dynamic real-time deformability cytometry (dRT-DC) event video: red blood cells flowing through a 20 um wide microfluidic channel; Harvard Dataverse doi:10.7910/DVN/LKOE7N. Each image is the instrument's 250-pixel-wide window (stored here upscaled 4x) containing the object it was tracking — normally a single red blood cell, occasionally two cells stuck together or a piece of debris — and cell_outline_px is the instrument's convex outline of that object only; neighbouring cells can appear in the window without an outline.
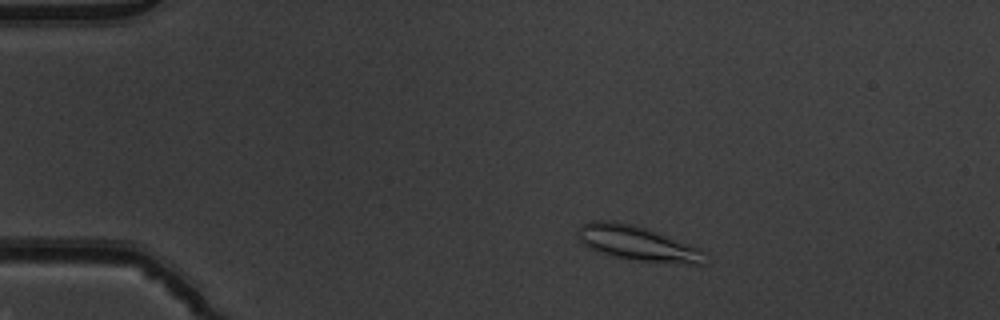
{"species": "common noctule bat (a hibernating species)", "species_latin": "Nyctalus noctula", "temperature_condition": "warm", "stored_images_in_passage": 49, "camera_frame_rate_fps": 3000, "um_per_image_px": 0.085, "animal": {"sex": "male", "body_mass_g": 19.5, "forearm_length_mm": 54.6}, "frame": {"image": 1, "passage_image": 7, "time_ms": 2.0, "image_size_px": [1000, 320], "cell_outline_px": [[708, 264], [688, 264], [636, 260], [612, 256], [588, 248], [576, 236], [576, 228], [580, 224], [592, 220], [612, 220], [632, 224], [656, 232], [700, 248], [704, 252]], "centroid_in_image_um": [54.13, 20.67], "position_along_channel_um": 30.9, "area_um2": 25.84}}
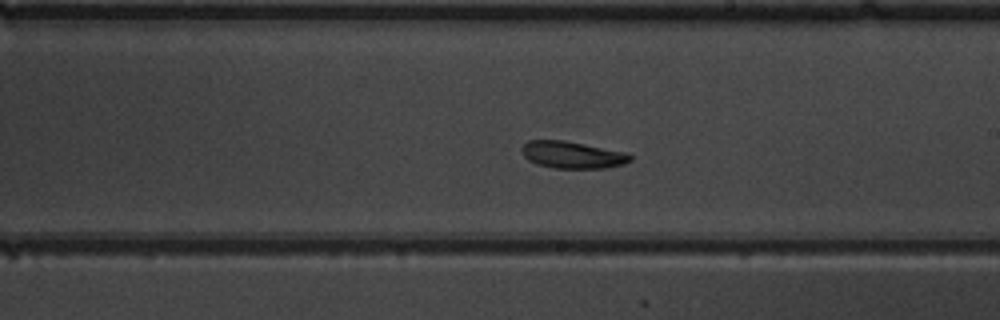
{"frame": {"image": 2, "passage_image": 28, "time_ms": 9.0, "image_size_px": [1000, 320], "cell_outline_px": [[632, 160], [624, 164], [604, 168], [556, 168], [536, 164], [528, 160], [524, 156], [520, 148], [528, 140], [564, 140], [628, 152], [632, 156]], "centroid_in_image_um": [48.66, 13.15], "position_along_channel_um": 240.3, "area_um2": 17.22}}
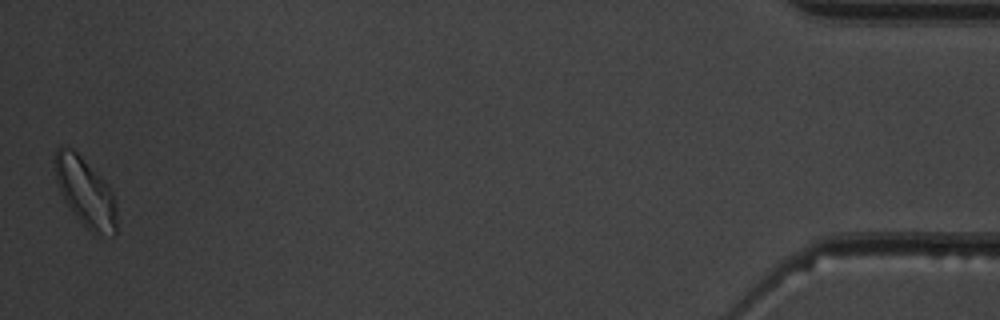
{"frame": {"image": 3, "passage_image": 49, "time_ms": 16.0, "image_size_px": [1000, 320], "cell_outline_px": [[116, 232], [112, 236], [92, 232], [76, 216], [64, 200], [56, 176], [52, 160], [56, 148], [60, 144], [72, 148], [108, 184], [112, 192], [116, 204]], "centroid_in_image_um": [7.24, 16.28], "position_along_channel_um": 428.0, "area_um2": 24.57}, "authors_computed_cell_mechanics": {"area_um2": 18.6116, "velocity_mm_per_s": 3.8944, "shape_relaxation_time_tau1_ms": 3.4686, "shape_relaxation_time_tau2_ms": 5.1389, "deformation_change_tau1": 0.1313, "deformation_change_tau2": 0.1321}}